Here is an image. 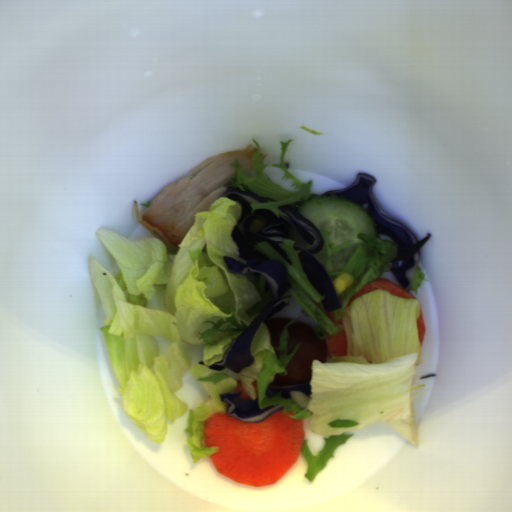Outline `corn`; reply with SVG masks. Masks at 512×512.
<instances>
[{
	"label": "corn",
	"instance_id": "51d56268",
	"mask_svg": "<svg viewBox=\"0 0 512 512\" xmlns=\"http://www.w3.org/2000/svg\"><path fill=\"white\" fill-rule=\"evenodd\" d=\"M353 282L354 277L352 274H349L347 272L339 274L332 280L335 294L338 296L339 294L350 288Z\"/></svg>",
	"mask_w": 512,
	"mask_h": 512
}]
</instances>
